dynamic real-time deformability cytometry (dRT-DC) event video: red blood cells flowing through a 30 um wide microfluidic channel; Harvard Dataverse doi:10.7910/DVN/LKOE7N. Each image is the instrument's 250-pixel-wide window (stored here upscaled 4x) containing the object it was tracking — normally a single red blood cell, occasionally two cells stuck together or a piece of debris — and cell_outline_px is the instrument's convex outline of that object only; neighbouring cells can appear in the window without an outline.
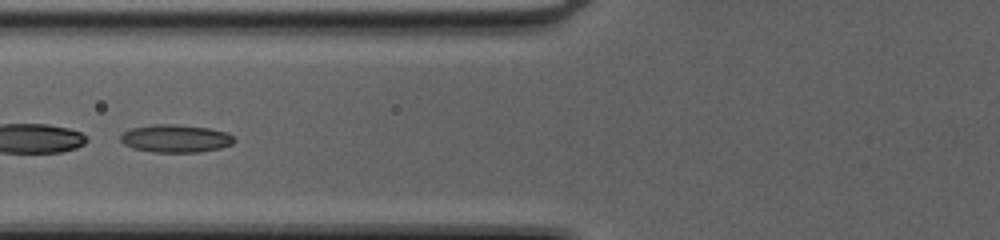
{"species": "common noctule bat (a hibernating species)", "species_latin": "Nyctalus noctula", "temperature_condition": "cold", "stored_images_in_passage": 51, "segment_of_instrument_passage": [2, 2], "camera_frame_rate_fps": 3000, "um_per_image_px": 0.085, "animal": {"sex": "female", "body_mass_g": 20.0, "forearm_length_mm": 54.0}, "frame": {"image": 1, "passage_image": 23, "time_ms": 7.333, "image_size_px": [1000, 240], "cell_outline_px": [[236, 140], [232, 144], [220, 148], [200, 152], [152, 152], [132, 148], [124, 144], [120, 140], [120, 136], [124, 132], [132, 128], [152, 124], [180, 124], [208, 128], [228, 132]], "centroid_in_image_um": [14.93, 11.77], "position_along_channel_um": 110.9, "area_um2": 18.55}}
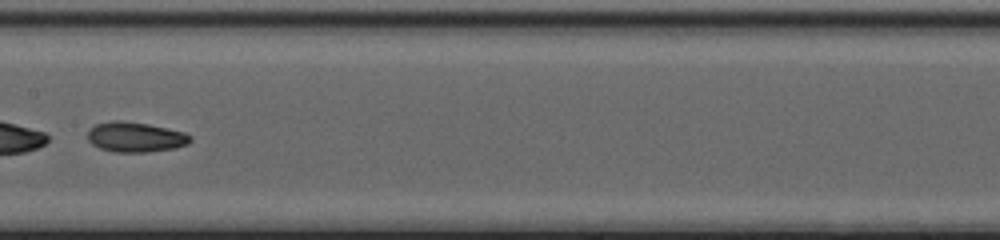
{"frame": {"image": 2, "passage_image": 29, "time_ms": 9.333, "image_size_px": [1000, 240], "cell_outline_px": [[192, 140], [188, 144], [176, 148], [148, 152], [116, 152], [100, 148], [92, 144], [88, 140], [88, 132], [96, 124], [112, 120], [120, 120], [148, 124], [184, 132], [192, 136]], "centroid_in_image_um": [11.54, 11.65], "position_along_channel_um": 195.9, "area_um2": 17.98}}